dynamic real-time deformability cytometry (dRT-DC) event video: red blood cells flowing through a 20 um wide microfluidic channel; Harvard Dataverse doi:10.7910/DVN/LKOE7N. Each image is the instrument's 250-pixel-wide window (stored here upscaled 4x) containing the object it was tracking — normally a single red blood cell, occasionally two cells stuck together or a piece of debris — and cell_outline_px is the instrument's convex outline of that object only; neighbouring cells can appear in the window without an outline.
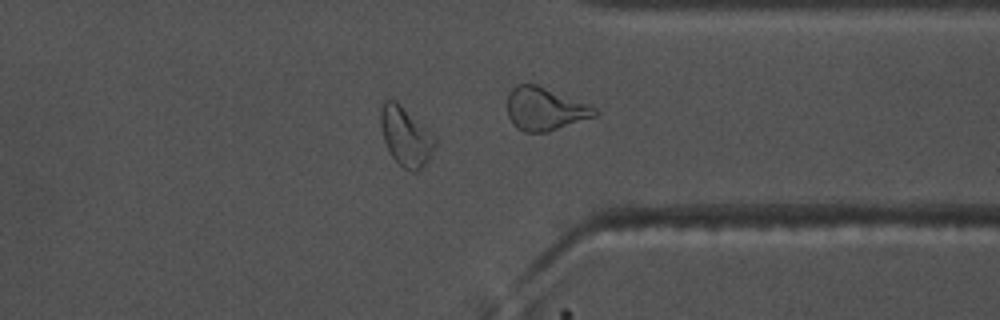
{"species": "common noctule bat (a hibernating species)", "species_latin": "Nyctalus noctula", "temperature_condition": "warm", "stored_images_in_passage": 47, "camera_frame_rate_fps": 3000, "um_per_image_px": 0.085, "animal": {"sex": "male", "body_mass_g": 17.5, "forearm_length_mm": 52.3}, "frame": {"image": 1, "passage_image": 34, "time_ms": 11.0, "image_size_px": [1000, 320], "cell_outline_px": [[436, 144], [428, 160], [416, 172], [412, 172], [404, 168], [392, 156], [384, 140], [380, 124], [380, 108], [384, 100], [396, 100], [436, 136]], "centroid_in_image_um": [34.49, 11.57], "position_along_channel_um": 376.9, "area_um2": 18.61}, "authors_computed_cell_mechanics": {"area_um2": 16.5886, "velocity_mm_per_s": 3.7492, "shape_relaxation_time_tau1_ms": null, "shape_relaxation_time_tau2_ms": 1.5483, "deformation_change_tau1": null, "deformation_change_tau2": 0.0755}}